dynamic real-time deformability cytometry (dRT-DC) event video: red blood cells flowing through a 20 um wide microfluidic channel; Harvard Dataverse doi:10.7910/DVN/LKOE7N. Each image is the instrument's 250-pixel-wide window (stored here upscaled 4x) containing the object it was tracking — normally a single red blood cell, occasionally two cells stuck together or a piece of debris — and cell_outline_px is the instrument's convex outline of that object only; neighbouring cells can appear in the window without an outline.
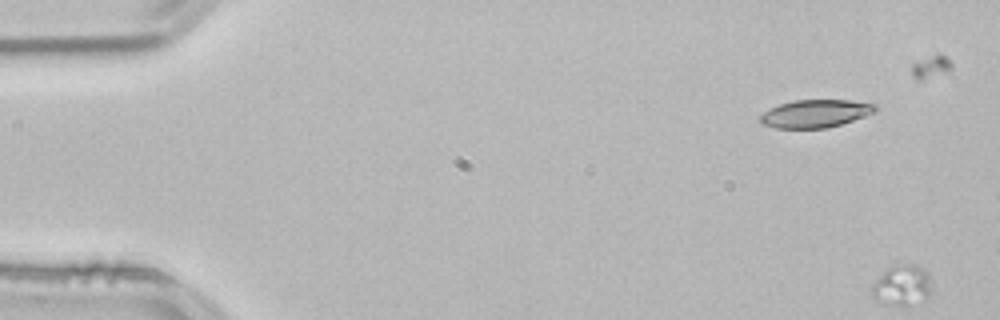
{"species": "common noctule bat (a hibernating species)", "species_latin": "Nyctalus noctula", "temperature_condition": "room temperature", "stored_images_in_passage": 2, "segment_of_instrument_passage": [1, 2], "camera_frame_rate_fps": 3000, "um_per_image_px": 0.085, "animal": {"sex": "male", "body_mass_g": 21.5, "forearm_length_mm": 52.0}, "frame": {"image": 1, "passage_image": 1, "time_ms": 0.0, "image_size_px": [1000, 320], "cell_outline_px": [[880, 108], [876, 112], [840, 124], [824, 128], [776, 128], [764, 124], [760, 120], [760, 116], [764, 112], [780, 104], [792, 100], [848, 100], [876, 104]], "centroid_in_image_um": [69.35, 9.64], "position_along_channel_um": 15.7, "area_um2": 18.5}}